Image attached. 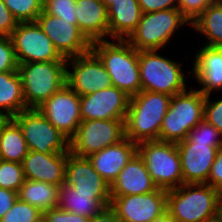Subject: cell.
I'll return each mask as SVG.
<instances>
[{"instance_id": "1", "label": "cell", "mask_w": 222, "mask_h": 222, "mask_svg": "<svg viewBox=\"0 0 222 222\" xmlns=\"http://www.w3.org/2000/svg\"><path fill=\"white\" fill-rule=\"evenodd\" d=\"M171 97L165 93L141 91L130 97L125 117V136L132 142L159 140V133Z\"/></svg>"}, {"instance_id": "2", "label": "cell", "mask_w": 222, "mask_h": 222, "mask_svg": "<svg viewBox=\"0 0 222 222\" xmlns=\"http://www.w3.org/2000/svg\"><path fill=\"white\" fill-rule=\"evenodd\" d=\"M219 191L207 183L182 184L167 190V212L176 222L218 219Z\"/></svg>"}, {"instance_id": "3", "label": "cell", "mask_w": 222, "mask_h": 222, "mask_svg": "<svg viewBox=\"0 0 222 222\" xmlns=\"http://www.w3.org/2000/svg\"><path fill=\"white\" fill-rule=\"evenodd\" d=\"M91 50L107 70L112 84L132 97L141 92L138 50L126 40L112 39L91 43Z\"/></svg>"}, {"instance_id": "4", "label": "cell", "mask_w": 222, "mask_h": 222, "mask_svg": "<svg viewBox=\"0 0 222 222\" xmlns=\"http://www.w3.org/2000/svg\"><path fill=\"white\" fill-rule=\"evenodd\" d=\"M66 60L18 64L27 109H37L66 84Z\"/></svg>"}, {"instance_id": "5", "label": "cell", "mask_w": 222, "mask_h": 222, "mask_svg": "<svg viewBox=\"0 0 222 222\" xmlns=\"http://www.w3.org/2000/svg\"><path fill=\"white\" fill-rule=\"evenodd\" d=\"M186 89L171 97L169 109L163 118L160 141L178 143L204 120L205 96L196 88Z\"/></svg>"}, {"instance_id": "6", "label": "cell", "mask_w": 222, "mask_h": 222, "mask_svg": "<svg viewBox=\"0 0 222 222\" xmlns=\"http://www.w3.org/2000/svg\"><path fill=\"white\" fill-rule=\"evenodd\" d=\"M138 65L142 91L174 96L187 89L182 63L161 56L159 50L138 51Z\"/></svg>"}, {"instance_id": "7", "label": "cell", "mask_w": 222, "mask_h": 222, "mask_svg": "<svg viewBox=\"0 0 222 222\" xmlns=\"http://www.w3.org/2000/svg\"><path fill=\"white\" fill-rule=\"evenodd\" d=\"M185 25L191 26V23L178 8L143 13L136 29L126 41L138 51L164 50L176 31Z\"/></svg>"}, {"instance_id": "8", "label": "cell", "mask_w": 222, "mask_h": 222, "mask_svg": "<svg viewBox=\"0 0 222 222\" xmlns=\"http://www.w3.org/2000/svg\"><path fill=\"white\" fill-rule=\"evenodd\" d=\"M137 153L158 188L170 190L184 184L176 143L143 141L138 143Z\"/></svg>"}, {"instance_id": "9", "label": "cell", "mask_w": 222, "mask_h": 222, "mask_svg": "<svg viewBox=\"0 0 222 222\" xmlns=\"http://www.w3.org/2000/svg\"><path fill=\"white\" fill-rule=\"evenodd\" d=\"M125 138V119L86 120L69 140V151L79 157H89Z\"/></svg>"}, {"instance_id": "10", "label": "cell", "mask_w": 222, "mask_h": 222, "mask_svg": "<svg viewBox=\"0 0 222 222\" xmlns=\"http://www.w3.org/2000/svg\"><path fill=\"white\" fill-rule=\"evenodd\" d=\"M12 118L21 128L29 151L42 154L69 152V139L38 109H26Z\"/></svg>"}, {"instance_id": "11", "label": "cell", "mask_w": 222, "mask_h": 222, "mask_svg": "<svg viewBox=\"0 0 222 222\" xmlns=\"http://www.w3.org/2000/svg\"><path fill=\"white\" fill-rule=\"evenodd\" d=\"M10 37L18 64L66 60L36 21L19 22Z\"/></svg>"}, {"instance_id": "12", "label": "cell", "mask_w": 222, "mask_h": 222, "mask_svg": "<svg viewBox=\"0 0 222 222\" xmlns=\"http://www.w3.org/2000/svg\"><path fill=\"white\" fill-rule=\"evenodd\" d=\"M66 66V84L79 96L113 85L107 70L92 50L66 59Z\"/></svg>"}, {"instance_id": "13", "label": "cell", "mask_w": 222, "mask_h": 222, "mask_svg": "<svg viewBox=\"0 0 222 222\" xmlns=\"http://www.w3.org/2000/svg\"><path fill=\"white\" fill-rule=\"evenodd\" d=\"M110 208L120 222H150L167 212V190L147 194L110 197Z\"/></svg>"}, {"instance_id": "14", "label": "cell", "mask_w": 222, "mask_h": 222, "mask_svg": "<svg viewBox=\"0 0 222 222\" xmlns=\"http://www.w3.org/2000/svg\"><path fill=\"white\" fill-rule=\"evenodd\" d=\"M37 109L69 140L82 122L80 96L67 84Z\"/></svg>"}, {"instance_id": "15", "label": "cell", "mask_w": 222, "mask_h": 222, "mask_svg": "<svg viewBox=\"0 0 222 222\" xmlns=\"http://www.w3.org/2000/svg\"><path fill=\"white\" fill-rule=\"evenodd\" d=\"M36 22L63 58L76 57L91 50V43L81 33L78 25L72 24V21H66L43 11Z\"/></svg>"}, {"instance_id": "16", "label": "cell", "mask_w": 222, "mask_h": 222, "mask_svg": "<svg viewBox=\"0 0 222 222\" xmlns=\"http://www.w3.org/2000/svg\"><path fill=\"white\" fill-rule=\"evenodd\" d=\"M130 96L114 85L80 96L82 121L95 119H125Z\"/></svg>"}, {"instance_id": "17", "label": "cell", "mask_w": 222, "mask_h": 222, "mask_svg": "<svg viewBox=\"0 0 222 222\" xmlns=\"http://www.w3.org/2000/svg\"><path fill=\"white\" fill-rule=\"evenodd\" d=\"M177 144L184 184L207 183L217 150L222 144L193 143L188 137Z\"/></svg>"}, {"instance_id": "18", "label": "cell", "mask_w": 222, "mask_h": 222, "mask_svg": "<svg viewBox=\"0 0 222 222\" xmlns=\"http://www.w3.org/2000/svg\"><path fill=\"white\" fill-rule=\"evenodd\" d=\"M65 182L78 193L92 194V198H110V184L94 169L89 158L70 151L66 159Z\"/></svg>"}, {"instance_id": "19", "label": "cell", "mask_w": 222, "mask_h": 222, "mask_svg": "<svg viewBox=\"0 0 222 222\" xmlns=\"http://www.w3.org/2000/svg\"><path fill=\"white\" fill-rule=\"evenodd\" d=\"M192 71L195 81L202 87L196 89L204 96L222 91V47L203 45L195 50Z\"/></svg>"}, {"instance_id": "20", "label": "cell", "mask_w": 222, "mask_h": 222, "mask_svg": "<svg viewBox=\"0 0 222 222\" xmlns=\"http://www.w3.org/2000/svg\"><path fill=\"white\" fill-rule=\"evenodd\" d=\"M68 152L42 154L29 151L22 161L25 179L61 186L65 182Z\"/></svg>"}, {"instance_id": "21", "label": "cell", "mask_w": 222, "mask_h": 222, "mask_svg": "<svg viewBox=\"0 0 222 222\" xmlns=\"http://www.w3.org/2000/svg\"><path fill=\"white\" fill-rule=\"evenodd\" d=\"M157 188L143 159L136 153L110 185V197L142 195Z\"/></svg>"}, {"instance_id": "22", "label": "cell", "mask_w": 222, "mask_h": 222, "mask_svg": "<svg viewBox=\"0 0 222 222\" xmlns=\"http://www.w3.org/2000/svg\"><path fill=\"white\" fill-rule=\"evenodd\" d=\"M137 147V143L125 138L119 143L107 146L90 155L88 158L94 169L111 185L122 168L137 153Z\"/></svg>"}, {"instance_id": "23", "label": "cell", "mask_w": 222, "mask_h": 222, "mask_svg": "<svg viewBox=\"0 0 222 222\" xmlns=\"http://www.w3.org/2000/svg\"><path fill=\"white\" fill-rule=\"evenodd\" d=\"M75 13L78 28L90 43L108 40V10L101 0H76Z\"/></svg>"}, {"instance_id": "24", "label": "cell", "mask_w": 222, "mask_h": 222, "mask_svg": "<svg viewBox=\"0 0 222 222\" xmlns=\"http://www.w3.org/2000/svg\"><path fill=\"white\" fill-rule=\"evenodd\" d=\"M108 10L109 37L126 40L142 16L138 0H112Z\"/></svg>"}, {"instance_id": "25", "label": "cell", "mask_w": 222, "mask_h": 222, "mask_svg": "<svg viewBox=\"0 0 222 222\" xmlns=\"http://www.w3.org/2000/svg\"><path fill=\"white\" fill-rule=\"evenodd\" d=\"M111 198H92V194L76 192L75 188L64 182L60 186L58 207L74 214L92 218L110 206Z\"/></svg>"}, {"instance_id": "26", "label": "cell", "mask_w": 222, "mask_h": 222, "mask_svg": "<svg viewBox=\"0 0 222 222\" xmlns=\"http://www.w3.org/2000/svg\"><path fill=\"white\" fill-rule=\"evenodd\" d=\"M60 186L25 179L17 192L18 199L35 206L42 213L58 206Z\"/></svg>"}, {"instance_id": "27", "label": "cell", "mask_w": 222, "mask_h": 222, "mask_svg": "<svg viewBox=\"0 0 222 222\" xmlns=\"http://www.w3.org/2000/svg\"><path fill=\"white\" fill-rule=\"evenodd\" d=\"M27 109L18 71L0 73V112L7 118Z\"/></svg>"}, {"instance_id": "28", "label": "cell", "mask_w": 222, "mask_h": 222, "mask_svg": "<svg viewBox=\"0 0 222 222\" xmlns=\"http://www.w3.org/2000/svg\"><path fill=\"white\" fill-rule=\"evenodd\" d=\"M29 149L18 123L8 117L0 126V160L22 163Z\"/></svg>"}, {"instance_id": "29", "label": "cell", "mask_w": 222, "mask_h": 222, "mask_svg": "<svg viewBox=\"0 0 222 222\" xmlns=\"http://www.w3.org/2000/svg\"><path fill=\"white\" fill-rule=\"evenodd\" d=\"M190 28L207 38L206 44L202 45L222 47V6L217 1L209 5Z\"/></svg>"}, {"instance_id": "30", "label": "cell", "mask_w": 222, "mask_h": 222, "mask_svg": "<svg viewBox=\"0 0 222 222\" xmlns=\"http://www.w3.org/2000/svg\"><path fill=\"white\" fill-rule=\"evenodd\" d=\"M18 22H35L43 12V0H3Z\"/></svg>"}, {"instance_id": "31", "label": "cell", "mask_w": 222, "mask_h": 222, "mask_svg": "<svg viewBox=\"0 0 222 222\" xmlns=\"http://www.w3.org/2000/svg\"><path fill=\"white\" fill-rule=\"evenodd\" d=\"M24 181L22 163L0 160V188L18 192Z\"/></svg>"}, {"instance_id": "32", "label": "cell", "mask_w": 222, "mask_h": 222, "mask_svg": "<svg viewBox=\"0 0 222 222\" xmlns=\"http://www.w3.org/2000/svg\"><path fill=\"white\" fill-rule=\"evenodd\" d=\"M42 215L35 206L17 199L0 222H34Z\"/></svg>"}, {"instance_id": "33", "label": "cell", "mask_w": 222, "mask_h": 222, "mask_svg": "<svg viewBox=\"0 0 222 222\" xmlns=\"http://www.w3.org/2000/svg\"><path fill=\"white\" fill-rule=\"evenodd\" d=\"M76 0H43V11L46 14L72 21L77 25L75 13Z\"/></svg>"}, {"instance_id": "34", "label": "cell", "mask_w": 222, "mask_h": 222, "mask_svg": "<svg viewBox=\"0 0 222 222\" xmlns=\"http://www.w3.org/2000/svg\"><path fill=\"white\" fill-rule=\"evenodd\" d=\"M193 143L222 144V133L205 120L199 122L188 134Z\"/></svg>"}, {"instance_id": "35", "label": "cell", "mask_w": 222, "mask_h": 222, "mask_svg": "<svg viewBox=\"0 0 222 222\" xmlns=\"http://www.w3.org/2000/svg\"><path fill=\"white\" fill-rule=\"evenodd\" d=\"M17 68L18 63L11 37L0 36V73L16 71Z\"/></svg>"}, {"instance_id": "36", "label": "cell", "mask_w": 222, "mask_h": 222, "mask_svg": "<svg viewBox=\"0 0 222 222\" xmlns=\"http://www.w3.org/2000/svg\"><path fill=\"white\" fill-rule=\"evenodd\" d=\"M216 0H178L181 14L192 23L209 5Z\"/></svg>"}, {"instance_id": "37", "label": "cell", "mask_w": 222, "mask_h": 222, "mask_svg": "<svg viewBox=\"0 0 222 222\" xmlns=\"http://www.w3.org/2000/svg\"><path fill=\"white\" fill-rule=\"evenodd\" d=\"M211 94L205 96L204 120L222 133V99L211 101Z\"/></svg>"}, {"instance_id": "38", "label": "cell", "mask_w": 222, "mask_h": 222, "mask_svg": "<svg viewBox=\"0 0 222 222\" xmlns=\"http://www.w3.org/2000/svg\"><path fill=\"white\" fill-rule=\"evenodd\" d=\"M49 222H89L90 218L62 210L60 207L52 208L43 213Z\"/></svg>"}, {"instance_id": "39", "label": "cell", "mask_w": 222, "mask_h": 222, "mask_svg": "<svg viewBox=\"0 0 222 222\" xmlns=\"http://www.w3.org/2000/svg\"><path fill=\"white\" fill-rule=\"evenodd\" d=\"M18 23L3 0H0V36L10 37Z\"/></svg>"}, {"instance_id": "40", "label": "cell", "mask_w": 222, "mask_h": 222, "mask_svg": "<svg viewBox=\"0 0 222 222\" xmlns=\"http://www.w3.org/2000/svg\"><path fill=\"white\" fill-rule=\"evenodd\" d=\"M207 184L214 187L219 192L222 191V146L217 150Z\"/></svg>"}, {"instance_id": "41", "label": "cell", "mask_w": 222, "mask_h": 222, "mask_svg": "<svg viewBox=\"0 0 222 222\" xmlns=\"http://www.w3.org/2000/svg\"><path fill=\"white\" fill-rule=\"evenodd\" d=\"M142 13L178 8V0H138Z\"/></svg>"}, {"instance_id": "42", "label": "cell", "mask_w": 222, "mask_h": 222, "mask_svg": "<svg viewBox=\"0 0 222 222\" xmlns=\"http://www.w3.org/2000/svg\"><path fill=\"white\" fill-rule=\"evenodd\" d=\"M17 199V192L0 188V220L12 208Z\"/></svg>"}, {"instance_id": "43", "label": "cell", "mask_w": 222, "mask_h": 222, "mask_svg": "<svg viewBox=\"0 0 222 222\" xmlns=\"http://www.w3.org/2000/svg\"><path fill=\"white\" fill-rule=\"evenodd\" d=\"M89 222H120L110 207L104 208L99 214L90 218Z\"/></svg>"}, {"instance_id": "44", "label": "cell", "mask_w": 222, "mask_h": 222, "mask_svg": "<svg viewBox=\"0 0 222 222\" xmlns=\"http://www.w3.org/2000/svg\"><path fill=\"white\" fill-rule=\"evenodd\" d=\"M150 222H176L168 212H165L160 217L151 220Z\"/></svg>"}, {"instance_id": "45", "label": "cell", "mask_w": 222, "mask_h": 222, "mask_svg": "<svg viewBox=\"0 0 222 222\" xmlns=\"http://www.w3.org/2000/svg\"><path fill=\"white\" fill-rule=\"evenodd\" d=\"M218 219L222 222V191L219 193Z\"/></svg>"}, {"instance_id": "46", "label": "cell", "mask_w": 222, "mask_h": 222, "mask_svg": "<svg viewBox=\"0 0 222 222\" xmlns=\"http://www.w3.org/2000/svg\"><path fill=\"white\" fill-rule=\"evenodd\" d=\"M34 222H49V220L47 219V217L43 214L42 216H40L37 220H35Z\"/></svg>"}, {"instance_id": "47", "label": "cell", "mask_w": 222, "mask_h": 222, "mask_svg": "<svg viewBox=\"0 0 222 222\" xmlns=\"http://www.w3.org/2000/svg\"><path fill=\"white\" fill-rule=\"evenodd\" d=\"M6 116L0 112V126L2 125V123L6 120Z\"/></svg>"}, {"instance_id": "48", "label": "cell", "mask_w": 222, "mask_h": 222, "mask_svg": "<svg viewBox=\"0 0 222 222\" xmlns=\"http://www.w3.org/2000/svg\"><path fill=\"white\" fill-rule=\"evenodd\" d=\"M104 5L108 8L112 4V0H101Z\"/></svg>"}, {"instance_id": "49", "label": "cell", "mask_w": 222, "mask_h": 222, "mask_svg": "<svg viewBox=\"0 0 222 222\" xmlns=\"http://www.w3.org/2000/svg\"><path fill=\"white\" fill-rule=\"evenodd\" d=\"M222 6V0H216Z\"/></svg>"}, {"instance_id": "50", "label": "cell", "mask_w": 222, "mask_h": 222, "mask_svg": "<svg viewBox=\"0 0 222 222\" xmlns=\"http://www.w3.org/2000/svg\"><path fill=\"white\" fill-rule=\"evenodd\" d=\"M212 222H221L219 219H216V220H214V221H212Z\"/></svg>"}]
</instances>
